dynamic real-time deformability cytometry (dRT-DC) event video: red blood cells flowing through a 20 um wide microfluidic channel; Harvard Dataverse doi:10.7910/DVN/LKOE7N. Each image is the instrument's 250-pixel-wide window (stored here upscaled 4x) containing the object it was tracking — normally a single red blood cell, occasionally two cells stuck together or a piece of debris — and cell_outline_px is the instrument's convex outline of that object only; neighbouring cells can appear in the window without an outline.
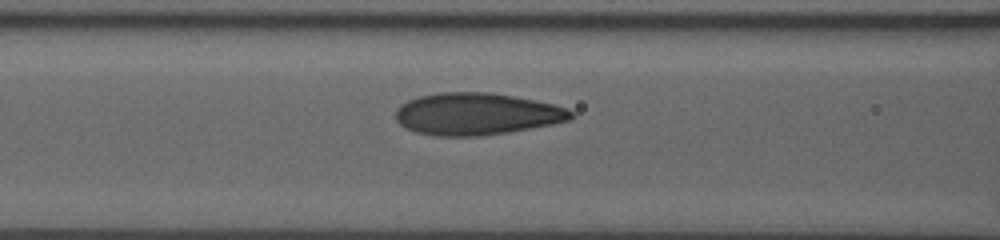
{"species": "human", "species_latin": "Homo sapiens", "temperature_condition": "room temperature", "stored_images_in_passage": 6, "segment_of_instrument_passage": [1, 2], "camera_frame_rate_fps": 3000, "um_per_image_px": 0.085, "donor": {"sex": "male"}, "frame": {"image": 1, "passage_image": 5, "time_ms": 3.0, "image_size_px": [1000, 240], "cell_outline_px": [[576, 116], [572, 120], [552, 124], [508, 132], [480, 136], [436, 136], [416, 132], [400, 124], [396, 120], [396, 108], [408, 100], [420, 96], [440, 92], [492, 92], [552, 104], [568, 108]], "centroid_in_image_um": [40.52, 9.69], "position_along_channel_um": 126.1, "area_um2": 42.89}}